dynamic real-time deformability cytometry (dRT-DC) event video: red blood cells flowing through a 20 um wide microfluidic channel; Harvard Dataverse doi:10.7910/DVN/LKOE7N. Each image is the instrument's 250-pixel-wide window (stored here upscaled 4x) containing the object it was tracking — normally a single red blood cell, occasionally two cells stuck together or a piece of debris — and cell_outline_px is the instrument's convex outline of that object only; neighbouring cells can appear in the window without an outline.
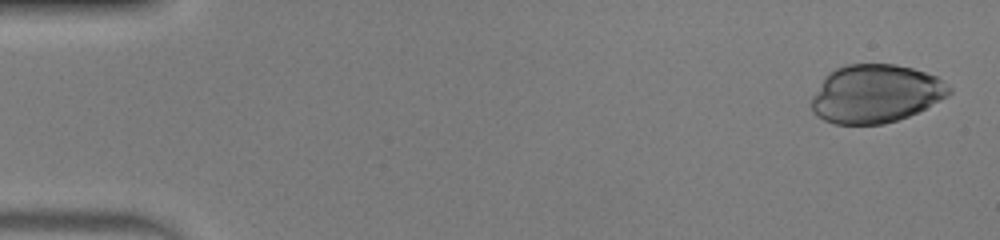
{"species": "human", "species_latin": "Homo sapiens", "temperature_condition": "warm", "stored_images_in_passage": 49, "camera_frame_rate_fps": 3000, "um_per_image_px": 0.085, "donor": {"sex": "male"}, "frame": {"image": 1, "passage_image": 2, "time_ms": 0.333, "image_size_px": [1000, 240], "cell_outline_px": [[952, 92], [948, 96], [908, 116], [884, 124], [836, 124], [824, 120], [816, 116], [812, 112], [812, 96], [824, 76], [828, 72], [836, 68], [848, 64], [896, 64], [912, 68], [936, 76], [952, 88]], "centroid_in_image_um": [74.4, 7.96], "position_along_channel_um": 10.6, "area_um2": 46.7}}
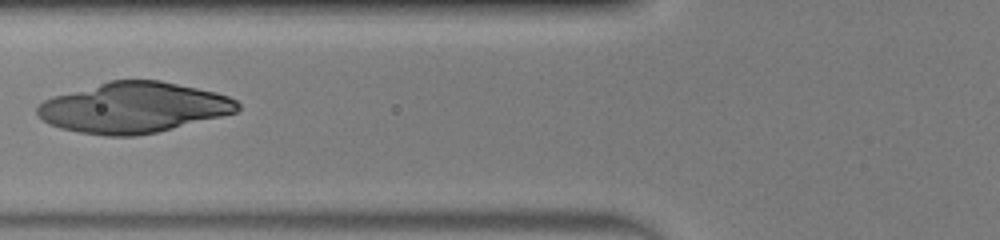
{"frame": {"image": 2, "passage_image": 20, "time_ms": 6.333, "image_size_px": [1000, 240], "cell_outline_px": [[240, 108], [236, 112], [156, 132], [136, 136], [104, 136], [80, 132], [60, 128], [48, 124], [36, 112], [36, 108], [44, 100], [52, 96], [108, 80], [160, 80], [216, 92], [228, 96], [236, 100], [240, 104]], "centroid_in_image_um": [11.32, 9.14], "position_along_channel_um": 114.5, "area_um2": 58.78}}
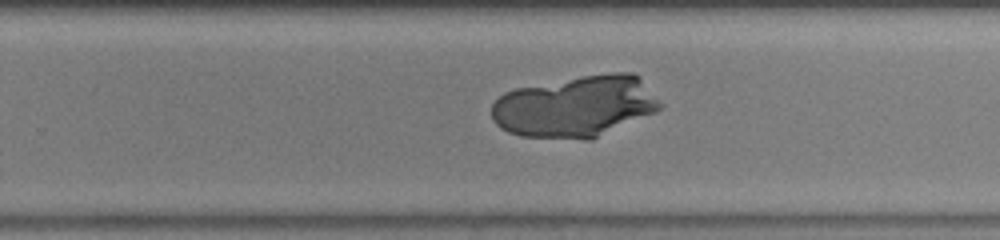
{"frame": {"image": 3, "passage_image": 32, "time_ms": 10.333, "image_size_px": [1000, 240], "cell_outline_px": [[664, 104], [656, 112], [592, 140], [584, 140], [520, 136], [508, 132], [500, 128], [492, 120], [492, 104], [504, 92], [516, 88], [584, 76], [612, 72], [632, 72], [640, 76]], "centroid_in_image_um": [48.95, 9.06], "position_along_channel_um": 280.8, "area_um2": 60.86}}